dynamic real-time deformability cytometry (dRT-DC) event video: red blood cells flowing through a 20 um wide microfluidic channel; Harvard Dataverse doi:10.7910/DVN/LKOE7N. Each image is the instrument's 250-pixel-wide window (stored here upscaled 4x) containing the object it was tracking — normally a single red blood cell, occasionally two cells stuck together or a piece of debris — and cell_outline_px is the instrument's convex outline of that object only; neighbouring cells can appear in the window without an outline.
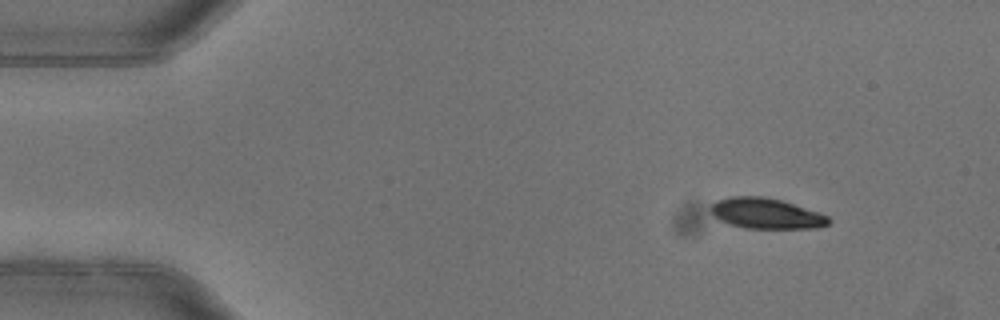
{"species": "common noctule bat (a hibernating species)", "species_latin": "Nyctalus noctula", "temperature_condition": "warm", "stored_images_in_passage": 5, "camera_frame_rate_fps": 3000, "um_per_image_px": 0.085, "animal": {"sex": "female"}, "frame": {"image": 1, "passage_image": 2, "time_ms": 0.333, "image_size_px": [1000, 320], "cell_outline_px": [[832, 220], [828, 224], [816, 228], [744, 228], [728, 224], [720, 220], [708, 208], [716, 200], [732, 196], [764, 196], [780, 200], [820, 212], [828, 216]], "centroid_in_image_um": [65.12, 18.14], "position_along_channel_um": 19.9, "area_um2": 21.04}}
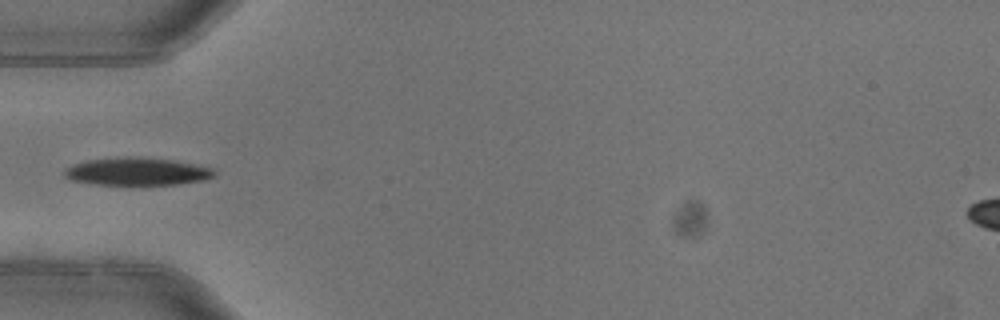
{"frame": {"image": 2, "passage_image": 5, "time_ms": 1.333, "image_size_px": [1000, 320], "cell_outline_px": [[216, 176], [204, 180], [176, 184], [92, 184], [72, 180], [64, 176], [64, 172], [72, 164], [88, 160], [128, 156], [144, 156], [176, 160], [212, 168], [216, 172]], "centroid_in_image_um": [11.68, 14.56], "position_along_channel_um": 73.3, "area_um2": 24.28}}